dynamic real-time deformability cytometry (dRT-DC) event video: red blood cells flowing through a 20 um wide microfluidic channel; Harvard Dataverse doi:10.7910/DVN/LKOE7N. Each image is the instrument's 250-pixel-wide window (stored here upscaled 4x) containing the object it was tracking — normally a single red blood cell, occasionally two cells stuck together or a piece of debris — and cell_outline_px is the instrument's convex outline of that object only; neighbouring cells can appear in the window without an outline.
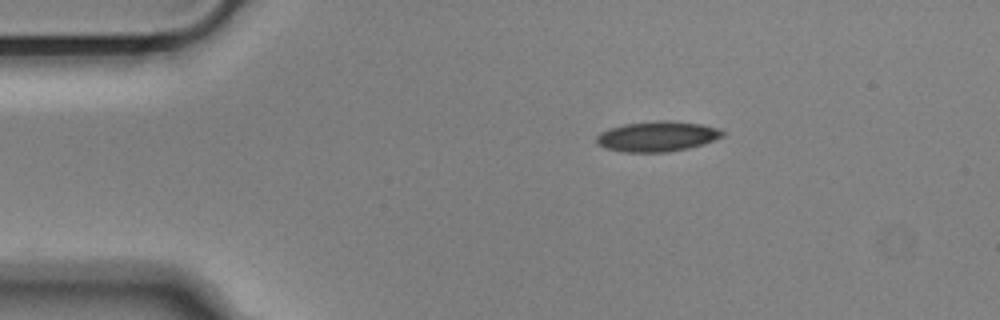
{"species": "Egyptian fruit bat (a non-hibernating species)", "species_latin": "Rousettus aegyptiacus", "temperature_condition": "cold", "stored_images_in_passage": 10, "camera_frame_rate_fps": 3000, "um_per_image_px": 0.085, "animal": {"sex": "male"}, "frame": {"image": 1, "passage_image": 1, "time_ms": 0.0, "image_size_px": [1000, 320], "cell_outline_px": [[724, 136], [704, 144], [688, 148], [668, 152], [620, 152], [604, 148], [596, 144], [596, 136], [600, 132], [608, 128], [624, 124], [656, 120], [672, 120], [700, 124], [720, 128], [724, 132]], "centroid_in_image_um": [55.84, 11.59], "position_along_channel_um": 29.2, "area_um2": 22.6}}
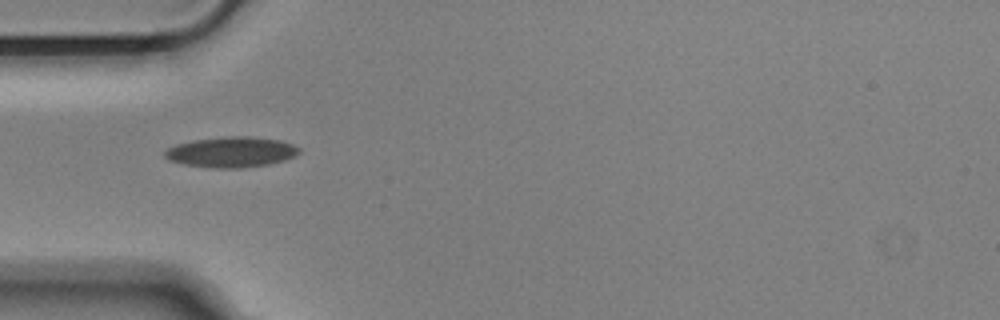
{"frame": {"image": 2, "passage_image": 8, "time_ms": 2.333, "image_size_px": [1000, 320], "cell_outline_px": [[300, 152], [296, 156], [284, 160], [268, 164], [240, 168], [212, 168], [184, 164], [168, 160], [164, 156], [164, 152], [168, 148], [176, 144], [192, 140], [228, 136], [248, 136], [280, 140], [292, 144], [300, 148]], "centroid_in_image_um": [19.66, 12.92], "position_along_channel_um": 65.3, "area_um2": 23.93}}